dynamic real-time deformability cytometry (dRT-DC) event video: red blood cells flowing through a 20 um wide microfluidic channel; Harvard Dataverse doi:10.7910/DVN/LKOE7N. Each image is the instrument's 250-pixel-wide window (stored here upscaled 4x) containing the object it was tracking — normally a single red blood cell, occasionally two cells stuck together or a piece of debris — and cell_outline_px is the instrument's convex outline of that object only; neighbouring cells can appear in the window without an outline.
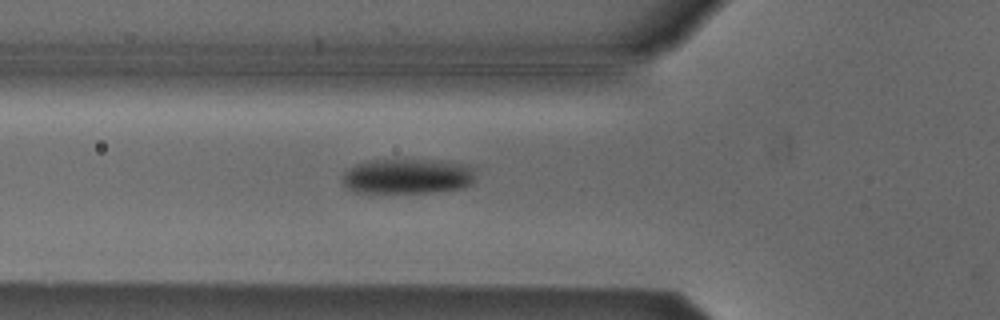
{"species": "Egyptian fruit bat (a non-hibernating species)", "species_latin": "Rousettus aegyptiacus", "temperature_condition": "cold", "stored_images_in_passage": 37, "camera_frame_rate_fps": 3000, "um_per_image_px": 0.085, "animal": {"sex": "male"}, "frame": {"image": 1, "passage_image": 2, "time_ms": 0.333, "image_size_px": [1000, 320], "cell_outline_px": [[476, 176], [472, 184], [464, 188], [432, 192], [352, 192], [340, 180], [344, 172], [348, 168], [356, 164], [372, 160], [428, 160], [460, 164], [472, 168]], "centroid_in_image_um": [34.6, 14.99], "position_along_channel_um": 91.2, "area_um2": 27.11}}
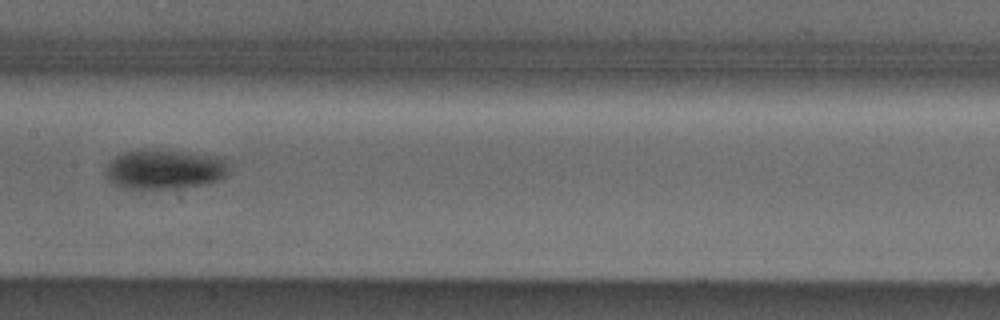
{"frame": {"image": 2, "passage_image": 10, "time_ms": 3.0, "image_size_px": [1000, 320], "cell_outline_px": [[232, 160], [228, 172], [220, 180], [204, 184], [184, 188], [128, 188], [112, 184], [104, 176], [104, 168], [108, 160], [120, 152], [140, 148], [152, 148], [216, 156]], "centroid_in_image_um": [13.95, 14.36], "position_along_channel_um": 193.4, "area_um2": 29.54}}
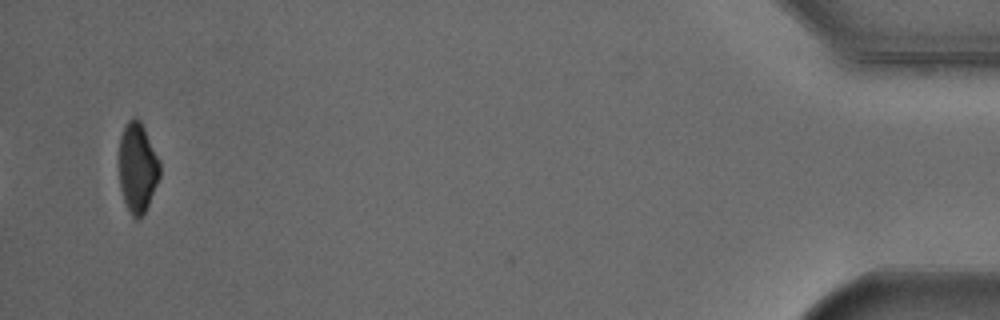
{"frame": {"image": 3, "passage_image": 35, "time_ms": 11.333, "image_size_px": [1000, 320], "cell_outline_px": [[160, 176], [148, 204], [144, 212], [136, 220], [132, 216], [124, 200], [120, 188], [120, 136], [124, 124], [132, 116], [136, 116], [140, 120], [144, 128], [160, 164]], "centroid_in_image_um": [11.68, 14.2], "position_along_channel_um": 423.5, "area_um2": 20.98}}